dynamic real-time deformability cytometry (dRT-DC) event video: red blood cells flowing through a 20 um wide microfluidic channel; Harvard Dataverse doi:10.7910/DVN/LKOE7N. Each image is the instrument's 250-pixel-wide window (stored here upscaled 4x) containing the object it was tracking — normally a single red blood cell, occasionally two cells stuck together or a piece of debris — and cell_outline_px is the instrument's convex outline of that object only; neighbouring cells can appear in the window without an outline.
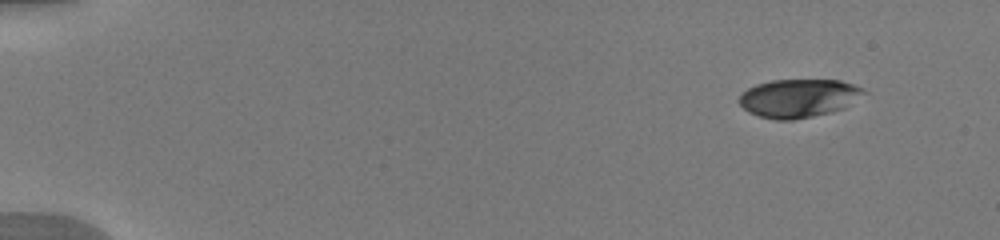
{"species": "human", "species_latin": "Homo sapiens", "temperature_condition": "warm", "stored_images_in_passage": 7, "camera_frame_rate_fps": 3000, "um_per_image_px": 0.085, "donor": {"sex": "male"}, "frame": {"image": 1, "passage_image": 2, "time_ms": 1.0, "image_size_px": [1000, 240], "cell_outline_px": [[868, 92], [840, 108], [828, 112], [812, 116], [792, 120], [776, 120], [760, 116], [748, 112], [740, 104], [740, 96], [748, 88], [756, 84], [772, 80], [840, 80], [852, 84]], "centroid_in_image_um": [67.84, 8.33], "position_along_channel_um": 17.2, "area_um2": 27.28}}
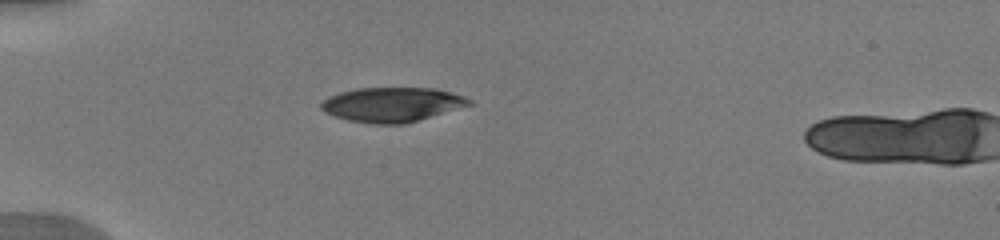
{"frame": {"image": 2, "passage_image": 6, "time_ms": 4.667, "image_size_px": [1000, 240], "cell_outline_px": [[472, 104], [404, 124], [376, 124], [348, 120], [336, 116], [320, 108], [320, 104], [328, 96], [340, 92], [356, 88], [436, 88], [464, 96], [472, 100]], "centroid_in_image_um": [33.32, 8.87], "position_along_channel_um": 51.7, "area_um2": 29.48}}